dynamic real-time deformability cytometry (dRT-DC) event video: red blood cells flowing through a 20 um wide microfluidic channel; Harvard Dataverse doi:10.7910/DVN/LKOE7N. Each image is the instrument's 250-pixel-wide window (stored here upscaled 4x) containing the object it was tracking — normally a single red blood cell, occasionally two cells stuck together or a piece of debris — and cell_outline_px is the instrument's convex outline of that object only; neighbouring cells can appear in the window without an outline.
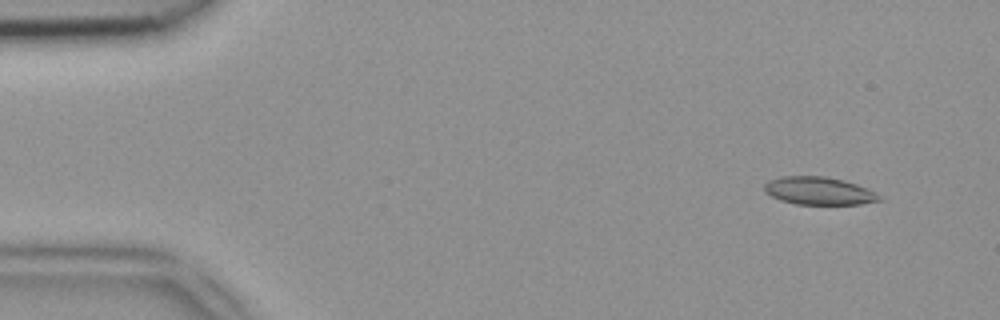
{"species": "common noctule bat (a hibernating species)", "species_latin": "Nyctalus noctula", "temperature_condition": "room temperature", "stored_images_in_passage": 49, "camera_frame_rate_fps": 3000, "um_per_image_px": 0.085, "animal": {"sex": "female", "body_mass_g": 18.4}, "frame": {"image": 1, "passage_image": 4, "time_ms": 1.0, "image_size_px": [1000, 320], "cell_outline_px": [[884, 200], [860, 204], [796, 204], [780, 200], [764, 192], [764, 184], [768, 180], [780, 176], [824, 176], [844, 180], [856, 184], [880, 196]], "centroid_in_image_um": [69.55, 16.22], "position_along_channel_um": 15.4, "area_um2": 18.55}}
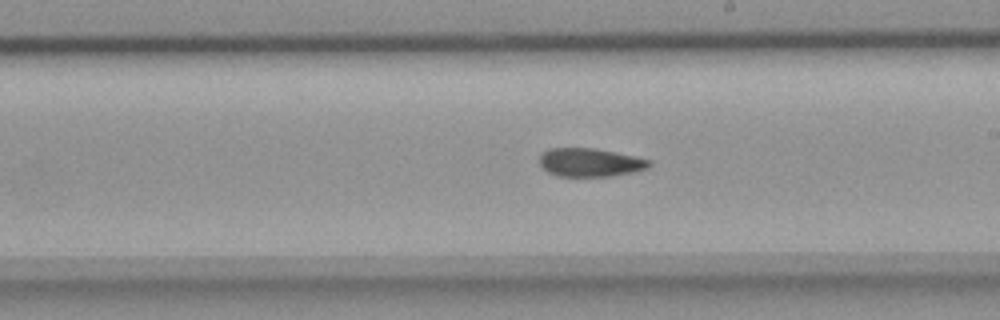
{"frame": {"image": 2, "passage_image": 28, "time_ms": 9.0, "image_size_px": [1000, 320], "cell_outline_px": [[652, 164], [648, 168], [632, 172], [608, 176], [556, 176], [548, 172], [540, 164], [540, 156], [548, 148], [596, 148], [652, 160]], "centroid_in_image_um": [50.17, 13.8], "position_along_channel_um": 238.8, "area_um2": 18.09}}
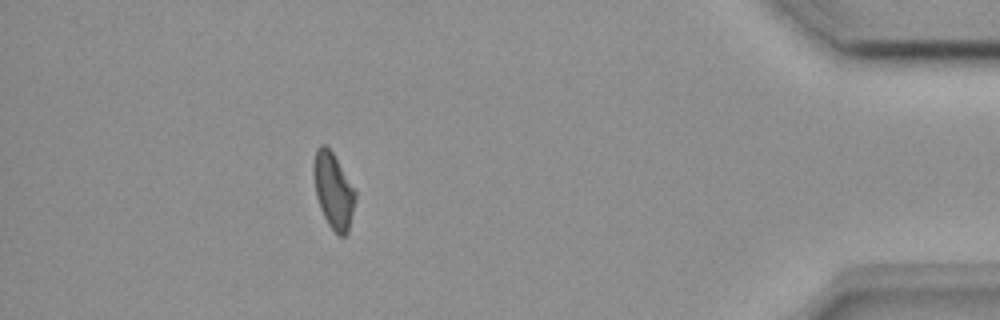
{"frame": {"image": 3, "passage_image": 44, "time_ms": 14.333, "image_size_px": [1000, 320], "cell_outline_px": [[356, 200], [348, 232], [344, 236], [340, 236], [328, 224], [320, 208], [316, 196], [312, 172], [312, 168], [316, 148], [320, 144], [324, 144], [332, 152], [356, 192]], "centroid_in_image_um": [28.32, 16.19], "position_along_channel_um": 406.9, "area_um2": 18.32}}